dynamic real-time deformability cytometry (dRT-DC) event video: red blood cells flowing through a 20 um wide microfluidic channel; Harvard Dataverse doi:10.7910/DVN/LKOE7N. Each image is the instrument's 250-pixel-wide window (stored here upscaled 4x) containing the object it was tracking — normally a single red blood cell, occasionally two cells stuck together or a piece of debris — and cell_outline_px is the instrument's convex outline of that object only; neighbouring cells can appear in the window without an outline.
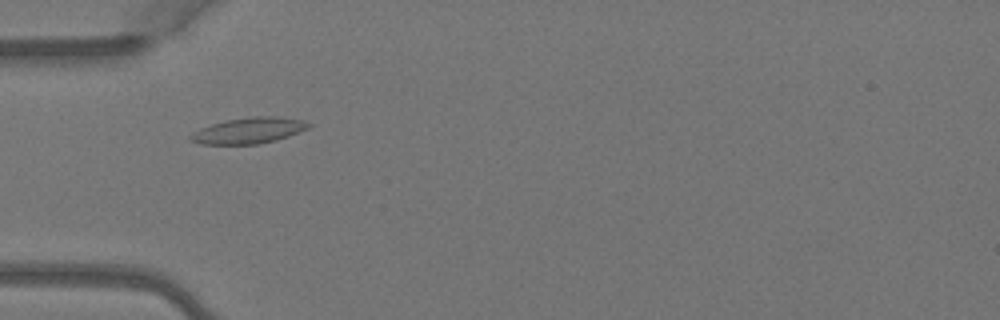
{"species": "Egyptian fruit bat (a non-hibernating species)", "species_latin": "Rousettus aegyptiacus", "temperature_condition": "warm", "stored_images_in_passage": 7, "camera_frame_rate_fps": 3000, "um_per_image_px": 0.085, "animal": {"sex": "female"}, "frame": {"image": 1, "passage_image": 5, "time_ms": 1.333, "image_size_px": [1000, 320], "cell_outline_px": [[312, 124], [308, 128], [288, 136], [276, 140], [256, 144], [200, 144], [188, 140], [188, 136], [192, 132], [200, 128], [212, 124], [228, 120], [252, 116], [280, 116], [300, 120]], "centroid_in_image_um": [21.1, 11.1], "position_along_channel_um": 63.9, "area_um2": 17.8}}
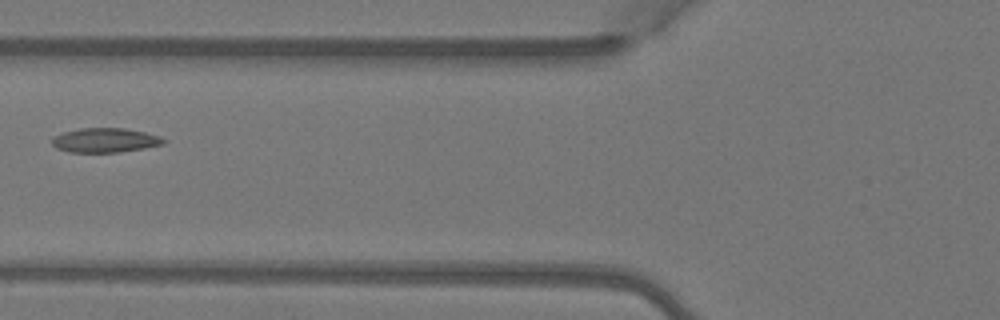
{"frame": {"image": 2, "passage_image": 6, "time_ms": 1.667, "image_size_px": [1000, 320], "cell_outline_px": [[164, 144], [144, 148], [120, 152], [68, 152], [56, 148], [52, 144], [52, 136], [64, 132], [80, 128], [124, 128], [144, 132], [160, 136], [164, 140]], "centroid_in_image_um": [8.9, 11.92], "position_along_channel_um": 116.9, "area_um2": 15.84}}
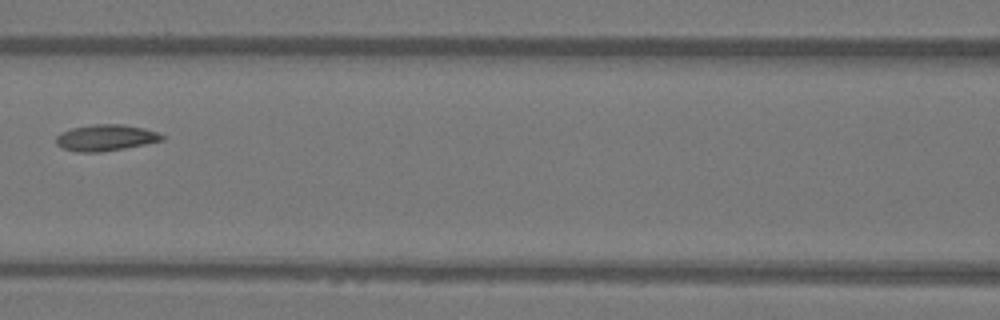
{"frame": {"image": 3, "passage_image": 7, "time_ms": 2.0, "image_size_px": [1000, 320], "cell_outline_px": [[164, 140], [124, 148], [100, 152], [76, 152], [64, 148], [56, 144], [56, 136], [72, 128], [92, 124], [124, 124], [144, 128], [156, 132], [164, 136]], "centroid_in_image_um": [8.99, 11.7], "position_along_channel_um": 157.6, "area_um2": 16.07}}